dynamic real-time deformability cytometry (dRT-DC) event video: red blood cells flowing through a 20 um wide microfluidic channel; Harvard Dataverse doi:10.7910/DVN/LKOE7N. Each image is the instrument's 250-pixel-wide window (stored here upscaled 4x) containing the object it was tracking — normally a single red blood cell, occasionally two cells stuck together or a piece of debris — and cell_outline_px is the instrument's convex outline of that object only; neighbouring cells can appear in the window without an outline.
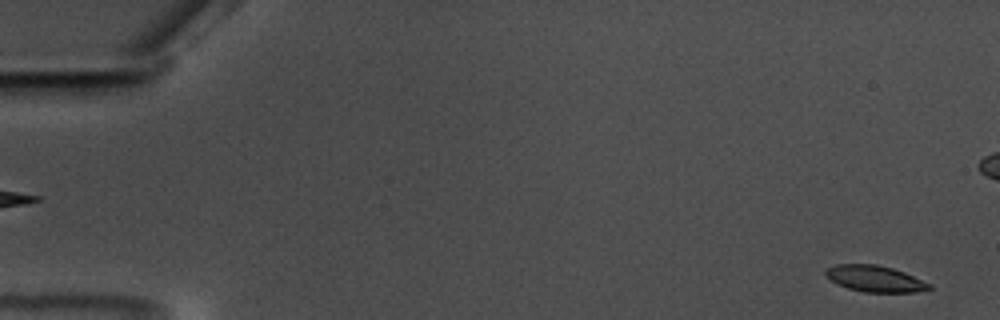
{"species": "common noctule bat (a hibernating species)", "species_latin": "Nyctalus noctula", "temperature_condition": "warm", "stored_images_in_passage": 60, "camera_frame_rate_fps": 3000, "um_per_image_px": 0.085, "animal": {"sex": "male", "body_mass_g": 17.5, "forearm_length_mm": 52.3}, "frame": {"image": 1, "passage_image": 2, "time_ms": 0.333, "image_size_px": [1000, 320], "cell_outline_px": [[932, 288], [916, 292], [864, 292], [848, 288], [836, 284], [824, 276], [824, 272], [828, 268], [836, 264], [876, 264], [892, 268], [904, 272], [932, 284]], "centroid_in_image_um": [74.35, 23.69], "position_along_channel_um": 10.7, "area_um2": 15.95}}
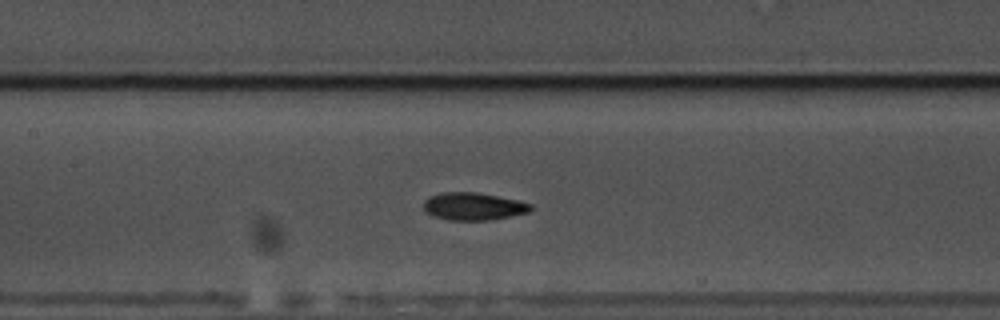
{"frame": {"image": 2, "passage_image": 28, "time_ms": 9.0, "image_size_px": [1000, 320], "cell_outline_px": [[532, 208], [528, 212], [488, 220], [448, 220], [432, 216], [424, 212], [424, 200], [428, 196], [440, 192], [476, 192], [516, 200], [532, 204]], "centroid_in_image_um": [40.16, 17.54], "position_along_channel_um": 167.2, "area_um2": 17.17}}
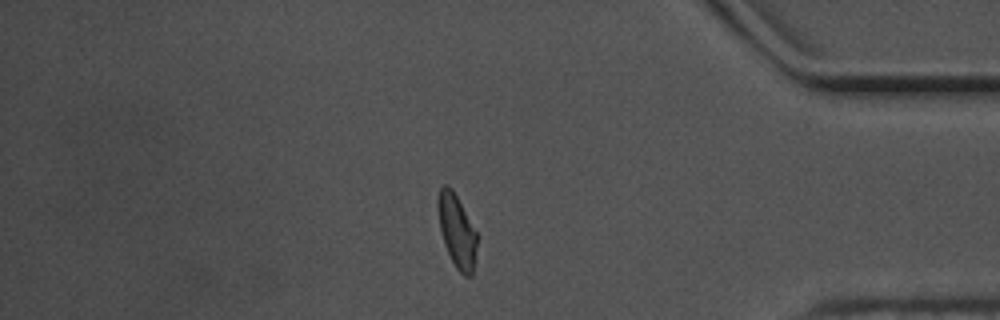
{"frame": {"image": 3, "passage_image": 50, "time_ms": 16.333, "image_size_px": [1000, 320], "cell_outline_px": [[476, 244], [472, 276], [464, 276], [456, 268], [444, 244], [440, 228], [436, 204], [436, 200], [440, 188], [444, 184], [448, 184], [452, 188], [476, 232]], "centroid_in_image_um": [38.79, 19.59], "position_along_channel_um": 396.4, "area_um2": 16.36}, "authors_computed_cell_mechanics": {"area_um2": 16.8198, "velocity_mm_per_s": 3.5056, "shape_relaxation_time_tau1_ms": 3.4467, "shape_relaxation_time_tau2_ms": 7.1911, "deformation_change_tau1": 0.1351, "deformation_change_tau2": 0.0838}}